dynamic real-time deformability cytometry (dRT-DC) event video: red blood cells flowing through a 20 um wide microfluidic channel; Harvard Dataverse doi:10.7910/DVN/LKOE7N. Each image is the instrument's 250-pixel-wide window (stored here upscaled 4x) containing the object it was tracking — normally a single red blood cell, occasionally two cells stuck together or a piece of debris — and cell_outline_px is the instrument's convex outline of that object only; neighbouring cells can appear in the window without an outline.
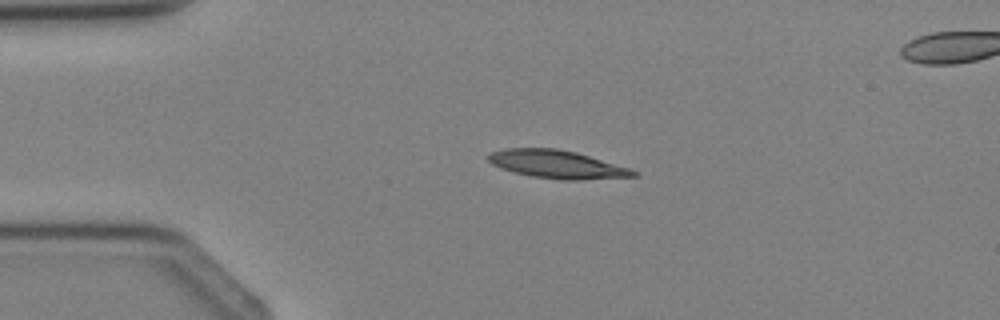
{"species": "Egyptian fruit bat (a non-hibernating species)", "species_latin": "Rousettus aegyptiacus", "temperature_condition": "cold", "stored_images_in_passage": 5, "camera_frame_rate_fps": 3000, "um_per_image_px": 0.085, "animal": {"sex": "female"}, "frame": {"image": 1, "passage_image": 4, "time_ms": 4.333, "image_size_px": [1000, 320], "cell_outline_px": [[640, 176], [576, 180], [560, 180], [532, 176], [500, 168], [492, 164], [488, 160], [488, 156], [492, 152], [504, 148], [556, 148], [576, 152], [632, 168], [640, 172]], "centroid_in_image_um": [47.42, 13.97], "position_along_channel_um": 37.6, "area_um2": 23.87}}
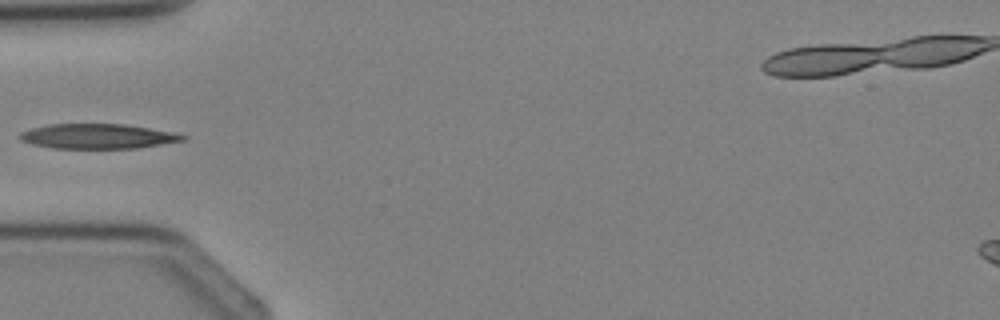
{"frame": {"image": 2, "passage_image": 5, "time_ms": 5.667, "image_size_px": [1000, 320], "cell_outline_px": [[188, 136], [184, 140], [136, 148], [52, 148], [32, 144], [20, 140], [20, 132], [32, 128], [48, 124], [124, 124], [176, 132]], "centroid_in_image_um": [8.31, 11.58], "position_along_channel_um": 76.7, "area_um2": 23.52}}